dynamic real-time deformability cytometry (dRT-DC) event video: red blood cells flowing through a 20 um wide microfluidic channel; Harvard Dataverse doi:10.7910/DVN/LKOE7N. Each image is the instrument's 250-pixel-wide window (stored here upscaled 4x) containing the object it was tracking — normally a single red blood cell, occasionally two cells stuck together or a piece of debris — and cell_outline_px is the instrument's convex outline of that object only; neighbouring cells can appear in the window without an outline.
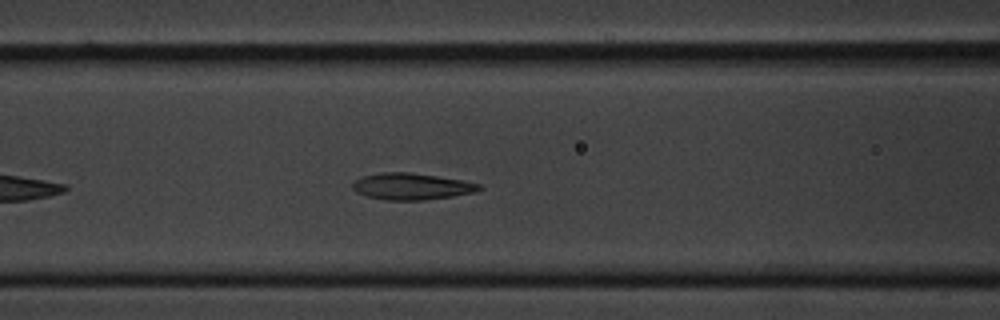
{"species": "common noctule bat (a hibernating species)", "species_latin": "Nyctalus noctula", "temperature_condition": "cold", "stored_images_in_passage": 42, "camera_frame_rate_fps": 3000, "um_per_image_px": 0.085, "animal": {"sex": "male", "body_mass_g": 20.1, "forearm_length_mm": 53.5}, "frame": {"image": 1, "passage_image": 9, "time_ms": 2.667, "image_size_px": [1000, 320], "cell_outline_px": [[484, 188], [476, 192], [452, 196], [424, 200], [384, 200], [368, 196], [356, 192], [352, 188], [352, 184], [356, 180], [364, 176], [380, 172], [408, 172], [464, 180], [480, 184]], "centroid_in_image_um": [35.01, 15.84], "position_along_channel_um": 131.6, "area_um2": 19.59}}
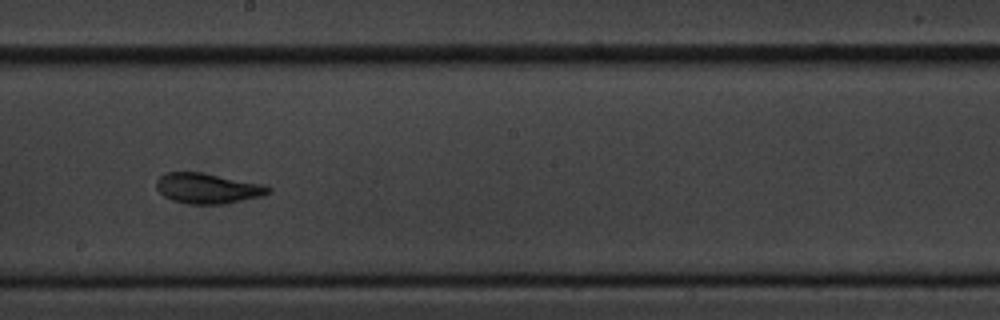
{"frame": {"image": 2, "passage_image": 18, "time_ms": 5.667, "image_size_px": [1000, 320], "cell_outline_px": [[272, 192], [264, 196], [224, 204], [188, 204], [172, 200], [164, 196], [156, 188], [156, 180], [164, 172], [200, 172], [268, 184], [272, 188]], "centroid_in_image_um": [17.71, 16.0], "position_along_channel_um": 230.5, "area_um2": 20.23}}
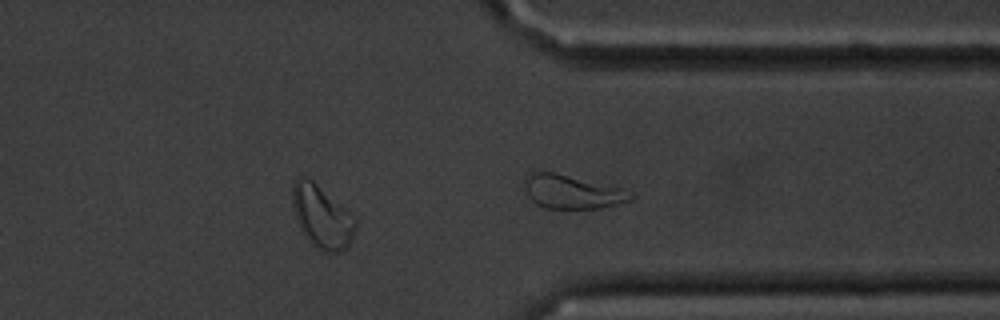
{"frame": {"image": 3, "passage_image": 30, "time_ms": 9.667, "image_size_px": [1000, 320], "cell_outline_px": [[356, 228], [352, 240], [340, 252], [320, 252], [304, 236], [300, 228], [292, 208], [292, 184], [300, 176], [308, 176], [356, 216]], "centroid_in_image_um": [27.36, 18.41], "position_along_channel_um": 384.0, "area_um2": 23.47}, "authors_computed_cell_mechanics": {"area_um2": 19.7676, "velocity_mm_per_s": 3.3043, "shape_relaxation_time_tau1_ms": 3.1134, "shape_relaxation_time_tau2_ms": 2.224, "deformation_change_tau1": 0.1377, "deformation_change_tau2": 0.0528}}